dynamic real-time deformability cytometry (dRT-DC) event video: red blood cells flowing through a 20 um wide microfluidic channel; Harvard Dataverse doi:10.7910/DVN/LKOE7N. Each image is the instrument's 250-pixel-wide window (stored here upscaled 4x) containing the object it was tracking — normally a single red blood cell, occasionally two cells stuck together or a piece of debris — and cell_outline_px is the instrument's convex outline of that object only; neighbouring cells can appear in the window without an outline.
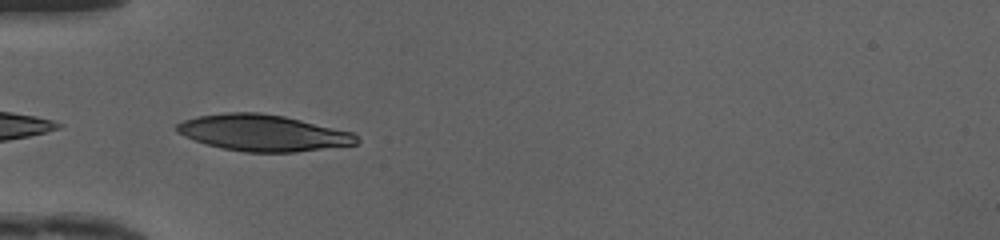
{"species": "human", "species_latin": "Homo sapiens", "temperature_condition": "cold", "stored_images_in_passage": 34, "camera_frame_rate_fps": 3000, "um_per_image_px": 0.085, "donor": {"sex": "female"}, "frame": {"image": 1, "passage_image": 1, "time_ms": 0.0, "image_size_px": [1000, 240], "cell_outline_px": [[360, 140], [356, 144], [296, 152], [244, 152], [224, 148], [208, 144], [196, 140], [176, 132], [176, 124], [184, 120], [196, 116], [228, 112], [260, 112], [284, 116], [352, 132]], "centroid_in_image_um": [22.35, 11.29], "position_along_channel_um": 62.7, "area_um2": 37.8}}
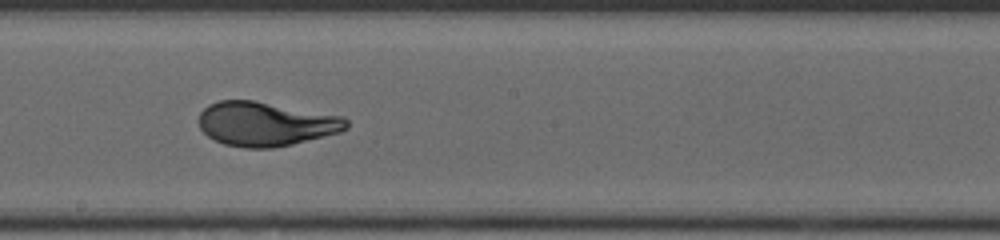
{"frame": {"image": 2, "passage_image": 13, "time_ms": 4.0, "image_size_px": [1000, 240], "cell_outline_px": [[348, 128], [340, 132], [292, 144], [272, 148], [244, 148], [224, 144], [208, 136], [200, 128], [200, 112], [208, 104], [220, 100], [256, 100], [344, 116], [348, 120]], "centroid_in_image_um": [22.61, 10.52], "position_along_channel_um": 225.6, "area_um2": 38.15}}
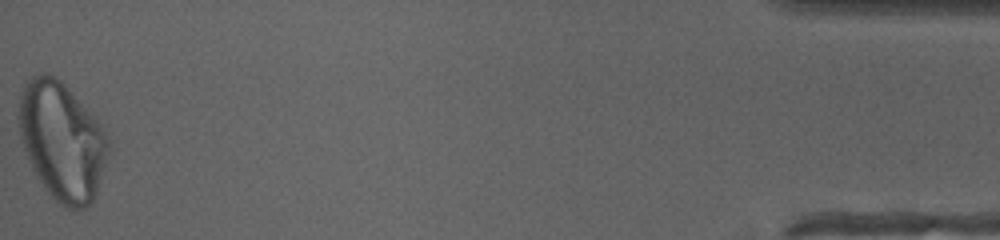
{"frame": {"image": 3, "passage_image": 34, "time_ms": 11.0, "image_size_px": [1000, 240], "cell_outline_px": [[112, 144], [96, 192], [92, 200], [84, 208], [64, 208], [44, 188], [36, 176], [32, 168], [20, 140], [16, 116], [20, 96], [24, 84], [32, 76], [44, 72], [60, 80], [96, 116], [108, 136]], "centroid_in_image_um": [5.26, 11.96], "position_along_channel_um": 429.9, "area_um2": 62.14}, "authors_computed_cell_mechanics": {"area_um2": 38.437, "velocity_mm_per_s": 4.1741, "shape_relaxation_time_tau1_ms": 3.5634, "shape_relaxation_time_tau2_ms": null, "deformation_change_tau1": 0.1893, "deformation_change_tau2": null}}